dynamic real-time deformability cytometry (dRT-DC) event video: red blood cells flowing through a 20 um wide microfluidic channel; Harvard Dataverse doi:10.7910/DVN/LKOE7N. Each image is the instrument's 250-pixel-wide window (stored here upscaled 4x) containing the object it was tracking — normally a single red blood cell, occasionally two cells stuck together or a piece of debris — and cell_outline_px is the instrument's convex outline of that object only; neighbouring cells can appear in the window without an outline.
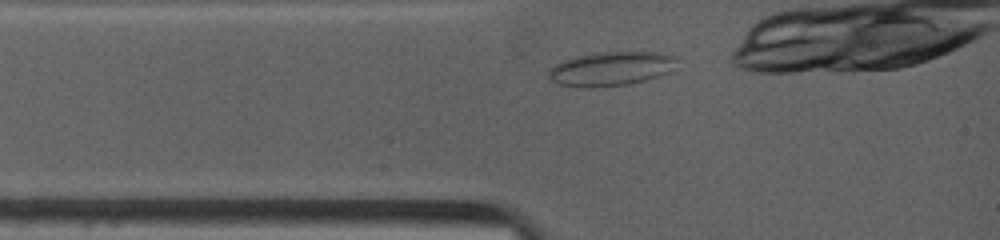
{"species": "common noctule bat (a hibernating species)", "species_latin": "Nyctalus noctula", "temperature_condition": "warm", "stored_images_in_passage": 41, "camera_frame_rate_fps": 4500, "um_per_image_px": 0.085, "animal": {"sex": "female", "body_mass_g": 19.0, "forearm_length_mm": 53.3}, "frame": {"image": 1, "passage_image": 2, "time_ms": 0.222, "image_size_px": [1000, 240], "cell_outline_px": [[680, 56], [672, 72], [644, 80], [628, 84], [584, 88], [560, 84], [552, 80], [548, 76], [548, 68], [560, 60], [576, 56], [596, 52], [660, 52]], "centroid_in_image_um": [51.96, 5.82], "position_along_channel_um": 33.0, "area_um2": 25.89}}
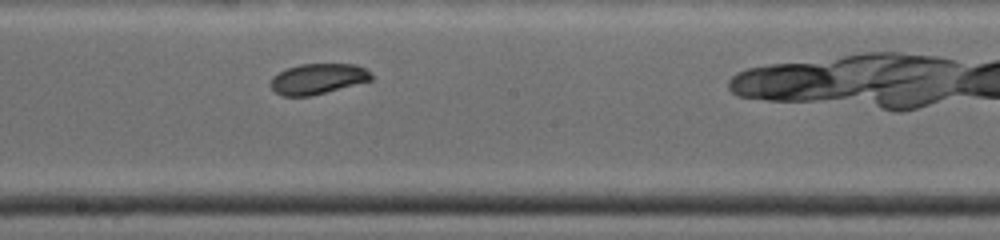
{"frame": {"image": 2, "passage_image": 21, "time_ms": 5.111, "image_size_px": [1000, 240], "cell_outline_px": [[372, 80], [312, 96], [280, 96], [268, 84], [272, 76], [276, 72], [284, 68], [300, 64], [356, 64], [372, 72]], "centroid_in_image_um": [26.97, 6.7], "position_along_channel_um": 221.2, "area_um2": 18.26}}
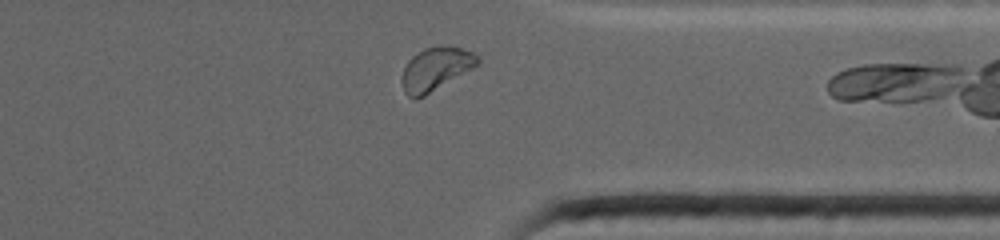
{"frame": {"image": 3, "passage_image": 37, "time_ms": 9.111, "image_size_px": [1000, 240], "cell_outline_px": [[480, 64], [424, 96], [416, 100], [408, 96], [404, 92], [400, 80], [404, 68], [408, 60], [412, 56], [424, 48], [440, 44], [448, 44], [472, 52], [480, 60]], "centroid_in_image_um": [37.01, 5.85], "position_along_channel_um": 374.4, "area_um2": 19.31}, "authors_computed_cell_mechanics": {"area_um2": 18.6116, "velocity_mm_per_s": 3.9074, "shape_relaxation_time_tau1_ms": 2.8074, "shape_relaxation_time_tau2_ms": null, "deformation_change_tau1": 0.0748, "deformation_change_tau2": null}}